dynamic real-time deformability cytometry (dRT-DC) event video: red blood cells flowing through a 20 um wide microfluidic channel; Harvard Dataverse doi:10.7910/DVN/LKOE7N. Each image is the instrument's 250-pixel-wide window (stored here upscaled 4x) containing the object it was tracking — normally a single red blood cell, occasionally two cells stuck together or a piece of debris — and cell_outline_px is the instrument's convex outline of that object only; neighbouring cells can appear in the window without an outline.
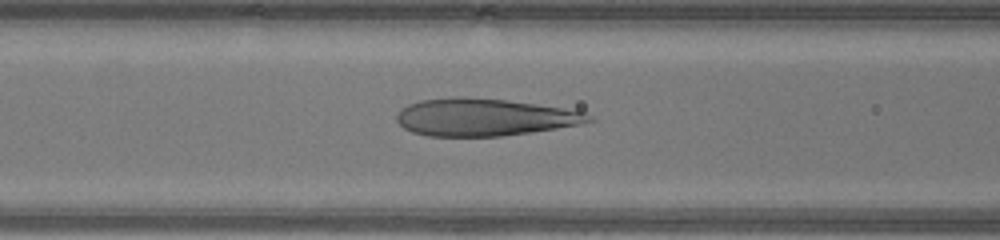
{"species": "human", "species_latin": "Homo sapiens", "temperature_condition": "warm", "stored_images_in_passage": 35, "camera_frame_rate_fps": 3000, "um_per_image_px": 0.085, "donor": {"sex": "male"}, "frame": {"image": 1, "passage_image": 7, "time_ms": 2.0, "image_size_px": [1000, 240], "cell_outline_px": [[596, 120], [580, 124], [532, 132], [500, 136], [428, 136], [412, 132], [404, 128], [396, 120], [396, 116], [400, 108], [408, 104], [420, 100], [452, 96], [464, 96], [504, 100], [536, 104], [564, 108], [584, 112]], "centroid_in_image_um": [41.11, 9.95], "position_along_channel_um": 125.5, "area_um2": 41.91}}
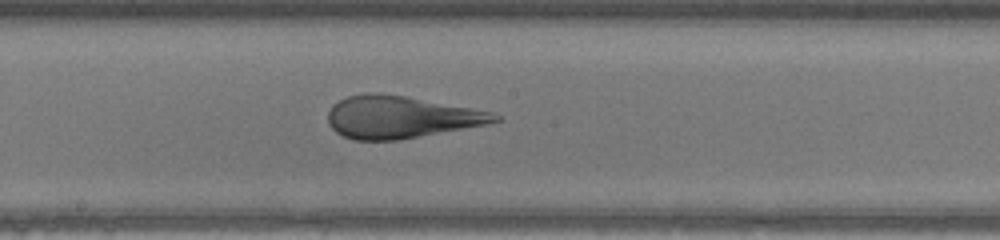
{"frame": {"image": 2, "passage_image": 13, "time_ms": 4.0, "image_size_px": [1000, 240], "cell_outline_px": [[500, 120], [484, 124], [396, 140], [352, 140], [336, 132], [328, 124], [328, 112], [332, 104], [348, 96], [368, 92], [380, 92], [404, 96], [472, 108], [492, 112], [500, 116]], "centroid_in_image_um": [33.97, 9.94], "position_along_channel_um": 214.2, "area_um2": 40.52}}
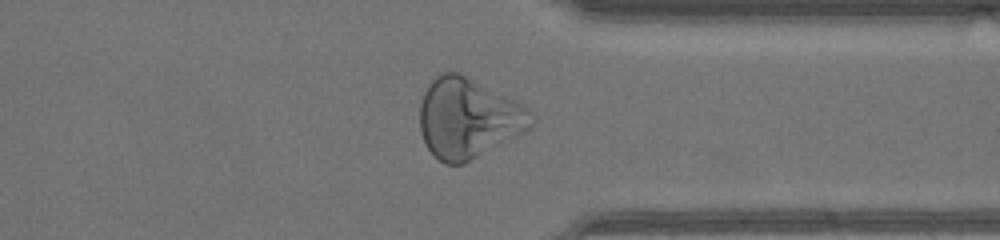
{"frame": {"image": 3, "passage_image": 24, "time_ms": 7.667, "image_size_px": [1000, 240], "cell_outline_px": [[536, 116], [532, 124], [528, 128], [464, 164], [444, 164], [428, 148], [420, 132], [420, 104], [424, 92], [428, 84], [436, 76], [444, 72], [460, 72], [524, 104]], "centroid_in_image_um": [39.79, 10.01], "position_along_channel_um": 371.6, "area_um2": 51.62}, "authors_computed_cell_mechanics": {"area_um2": 46.6446, "velocity_mm_per_s": 4.4074, "shape_relaxation_time_tau1_ms": 8.5401, "shape_relaxation_time_tau2_ms": 0.7693, "deformation_change_tau1": 0.3384, "deformation_change_tau2": 0.094}}